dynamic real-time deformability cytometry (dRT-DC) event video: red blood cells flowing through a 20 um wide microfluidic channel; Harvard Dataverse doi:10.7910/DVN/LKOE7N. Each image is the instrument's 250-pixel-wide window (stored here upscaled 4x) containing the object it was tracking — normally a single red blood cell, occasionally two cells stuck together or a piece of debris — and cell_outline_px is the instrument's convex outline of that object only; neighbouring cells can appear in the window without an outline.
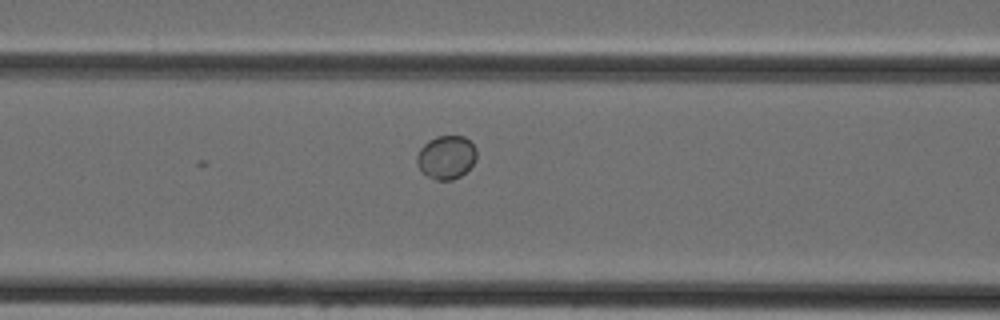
{"species": "Egyptian fruit bat (a non-hibernating species)", "species_latin": "Rousettus aegyptiacus", "temperature_condition": "cold", "stored_images_in_passage": 13, "camera_frame_rate_fps": 3000, "um_per_image_px": 0.085, "animal": {"sex": "female"}, "frame": {"image": 1, "passage_image": 8, "time_ms": 2.333, "image_size_px": [1000, 320], "cell_outline_px": [[476, 160], [460, 176], [452, 180], [436, 180], [420, 172], [416, 164], [416, 156], [420, 148], [428, 140], [436, 136], [464, 136], [476, 148]], "centroid_in_image_um": [37.89, 13.37], "position_along_channel_um": 128.7, "area_um2": 15.2}}
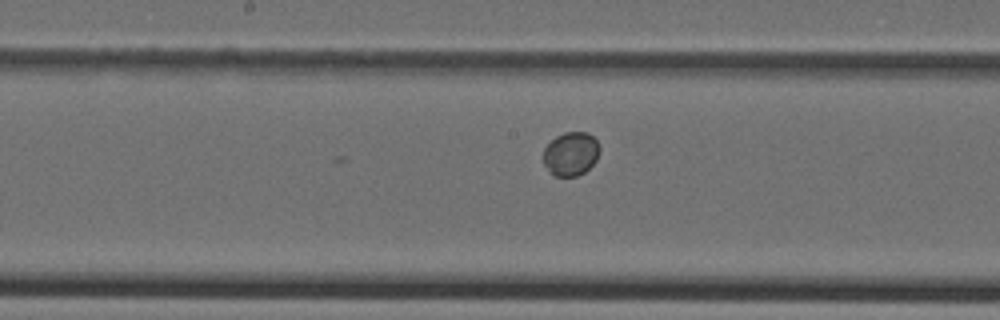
{"frame": {"image": 2, "passage_image": 13, "time_ms": 4.0, "image_size_px": [1000, 320], "cell_outline_px": [[600, 152], [596, 160], [584, 172], [576, 176], [552, 176], [548, 172], [540, 156], [544, 148], [556, 136], [564, 132], [588, 132], [600, 144]], "centroid_in_image_um": [48.49, 13.08], "position_along_channel_um": 199.7, "area_um2": 14.68}}